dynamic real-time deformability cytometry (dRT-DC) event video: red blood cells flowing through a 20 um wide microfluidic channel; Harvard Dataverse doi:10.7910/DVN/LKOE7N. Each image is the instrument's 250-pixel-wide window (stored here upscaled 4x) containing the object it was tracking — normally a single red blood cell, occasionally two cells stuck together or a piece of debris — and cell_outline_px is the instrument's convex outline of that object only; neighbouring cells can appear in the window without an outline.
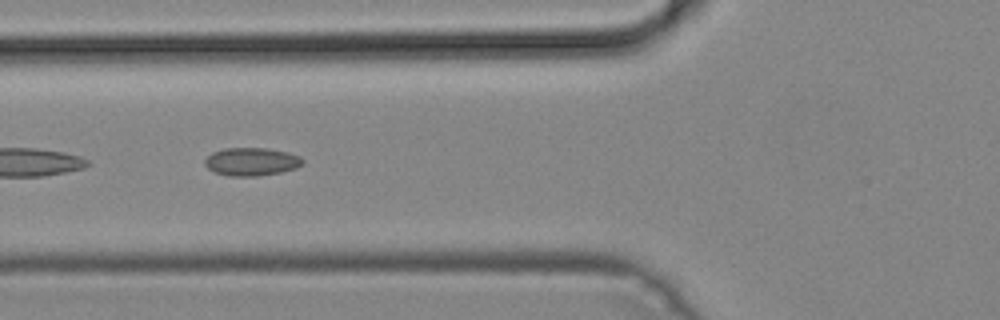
{"species": "common noctule bat (a hibernating species)", "species_latin": "Nyctalus noctula", "temperature_condition": "cold", "stored_images_in_passage": 15, "camera_frame_rate_fps": 3000, "um_per_image_px": 0.085, "animal": {"sex": "male", "body_mass_g": 19.2, "forearm_length_mm": 51.8}, "frame": {"image": 1, "passage_image": 13, "time_ms": 4.0, "image_size_px": [1000, 320], "cell_outline_px": [[304, 164], [296, 168], [280, 172], [256, 176], [228, 176], [216, 172], [208, 168], [204, 164], [204, 160], [212, 152], [224, 148], [268, 148], [288, 152], [300, 156], [304, 160]], "centroid_in_image_um": [21.39, 13.73], "position_along_channel_um": 104.4, "area_um2": 16.07}}